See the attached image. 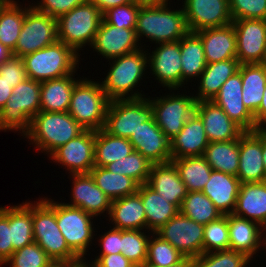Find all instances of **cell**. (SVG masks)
Instances as JSON below:
<instances>
[{"instance_id":"1","label":"cell","mask_w":266,"mask_h":267,"mask_svg":"<svg viewBox=\"0 0 266 267\" xmlns=\"http://www.w3.org/2000/svg\"><path fill=\"white\" fill-rule=\"evenodd\" d=\"M170 4L140 6L135 29L140 44L144 36L159 44L179 41L189 32L183 8L171 10Z\"/></svg>"},{"instance_id":"2","label":"cell","mask_w":266,"mask_h":267,"mask_svg":"<svg viewBox=\"0 0 266 267\" xmlns=\"http://www.w3.org/2000/svg\"><path fill=\"white\" fill-rule=\"evenodd\" d=\"M147 50L141 48L130 54L108 60L110 69L102 78V89L110 101L117 99H137L147 95L135 89L141 83L148 67ZM146 70V71H145ZM144 75V76H143ZM135 90H134V89ZM137 90V91H136Z\"/></svg>"},{"instance_id":"3","label":"cell","mask_w":266,"mask_h":267,"mask_svg":"<svg viewBox=\"0 0 266 267\" xmlns=\"http://www.w3.org/2000/svg\"><path fill=\"white\" fill-rule=\"evenodd\" d=\"M68 112L39 111L30 122L29 130L23 135L30 139L38 151L49 156L60 146L84 131Z\"/></svg>"},{"instance_id":"4","label":"cell","mask_w":266,"mask_h":267,"mask_svg":"<svg viewBox=\"0 0 266 267\" xmlns=\"http://www.w3.org/2000/svg\"><path fill=\"white\" fill-rule=\"evenodd\" d=\"M33 236L54 262H80L81 259L68 247L56 223V202L44 197L32 202Z\"/></svg>"},{"instance_id":"5","label":"cell","mask_w":266,"mask_h":267,"mask_svg":"<svg viewBox=\"0 0 266 267\" xmlns=\"http://www.w3.org/2000/svg\"><path fill=\"white\" fill-rule=\"evenodd\" d=\"M79 59L72 47L60 41L22 57L28 78L39 82L76 73Z\"/></svg>"},{"instance_id":"6","label":"cell","mask_w":266,"mask_h":267,"mask_svg":"<svg viewBox=\"0 0 266 267\" xmlns=\"http://www.w3.org/2000/svg\"><path fill=\"white\" fill-rule=\"evenodd\" d=\"M41 82L25 79L15 86L6 105L0 110V131L20 132L30 128L31 119L40 111Z\"/></svg>"},{"instance_id":"7","label":"cell","mask_w":266,"mask_h":267,"mask_svg":"<svg viewBox=\"0 0 266 267\" xmlns=\"http://www.w3.org/2000/svg\"><path fill=\"white\" fill-rule=\"evenodd\" d=\"M109 102L99 81L83 77L73 89L68 113L84 129L97 131L104 127Z\"/></svg>"},{"instance_id":"8","label":"cell","mask_w":266,"mask_h":267,"mask_svg":"<svg viewBox=\"0 0 266 267\" xmlns=\"http://www.w3.org/2000/svg\"><path fill=\"white\" fill-rule=\"evenodd\" d=\"M102 21V13L89 0L57 19L58 41L72 47L78 54L91 46Z\"/></svg>"},{"instance_id":"9","label":"cell","mask_w":266,"mask_h":267,"mask_svg":"<svg viewBox=\"0 0 266 267\" xmlns=\"http://www.w3.org/2000/svg\"><path fill=\"white\" fill-rule=\"evenodd\" d=\"M153 118L148 97L117 99L109 102L103 129L113 136L129 139L141 126Z\"/></svg>"},{"instance_id":"10","label":"cell","mask_w":266,"mask_h":267,"mask_svg":"<svg viewBox=\"0 0 266 267\" xmlns=\"http://www.w3.org/2000/svg\"><path fill=\"white\" fill-rule=\"evenodd\" d=\"M94 216L81 208L56 201V223L68 247L81 259L87 260L89 246L95 236Z\"/></svg>"},{"instance_id":"11","label":"cell","mask_w":266,"mask_h":267,"mask_svg":"<svg viewBox=\"0 0 266 267\" xmlns=\"http://www.w3.org/2000/svg\"><path fill=\"white\" fill-rule=\"evenodd\" d=\"M169 91L171 94L167 93V95H160V97L148 96V98L153 107V117L156 124L171 140L195 113L197 100L194 94H181L180 91L176 93L173 89H169Z\"/></svg>"},{"instance_id":"12","label":"cell","mask_w":266,"mask_h":267,"mask_svg":"<svg viewBox=\"0 0 266 267\" xmlns=\"http://www.w3.org/2000/svg\"><path fill=\"white\" fill-rule=\"evenodd\" d=\"M58 41L57 19L37 11L32 4L26 7L25 19L14 56L23 57Z\"/></svg>"},{"instance_id":"13","label":"cell","mask_w":266,"mask_h":267,"mask_svg":"<svg viewBox=\"0 0 266 267\" xmlns=\"http://www.w3.org/2000/svg\"><path fill=\"white\" fill-rule=\"evenodd\" d=\"M203 232L204 225L179 212L155 233L184 256L195 258L203 254Z\"/></svg>"},{"instance_id":"14","label":"cell","mask_w":266,"mask_h":267,"mask_svg":"<svg viewBox=\"0 0 266 267\" xmlns=\"http://www.w3.org/2000/svg\"><path fill=\"white\" fill-rule=\"evenodd\" d=\"M95 130L85 129L81 134L56 149L50 156L71 174H89L94 164Z\"/></svg>"},{"instance_id":"15","label":"cell","mask_w":266,"mask_h":267,"mask_svg":"<svg viewBox=\"0 0 266 267\" xmlns=\"http://www.w3.org/2000/svg\"><path fill=\"white\" fill-rule=\"evenodd\" d=\"M150 53L147 51L149 73H152L155 80L168 90H180L182 88L180 40L159 43Z\"/></svg>"},{"instance_id":"16","label":"cell","mask_w":266,"mask_h":267,"mask_svg":"<svg viewBox=\"0 0 266 267\" xmlns=\"http://www.w3.org/2000/svg\"><path fill=\"white\" fill-rule=\"evenodd\" d=\"M183 2L182 8L190 32L226 26L233 21L229 0H184Z\"/></svg>"},{"instance_id":"17","label":"cell","mask_w":266,"mask_h":267,"mask_svg":"<svg viewBox=\"0 0 266 267\" xmlns=\"http://www.w3.org/2000/svg\"><path fill=\"white\" fill-rule=\"evenodd\" d=\"M236 32L237 60L240 64L261 63L266 47V20H233Z\"/></svg>"},{"instance_id":"18","label":"cell","mask_w":266,"mask_h":267,"mask_svg":"<svg viewBox=\"0 0 266 267\" xmlns=\"http://www.w3.org/2000/svg\"><path fill=\"white\" fill-rule=\"evenodd\" d=\"M90 47L106 60L143 48L138 41L135 29L119 28L107 24L103 19Z\"/></svg>"},{"instance_id":"19","label":"cell","mask_w":266,"mask_h":267,"mask_svg":"<svg viewBox=\"0 0 266 267\" xmlns=\"http://www.w3.org/2000/svg\"><path fill=\"white\" fill-rule=\"evenodd\" d=\"M134 151L141 153L153 164L171 161V141L156 124L154 117L141 123L129 138Z\"/></svg>"},{"instance_id":"20","label":"cell","mask_w":266,"mask_h":267,"mask_svg":"<svg viewBox=\"0 0 266 267\" xmlns=\"http://www.w3.org/2000/svg\"><path fill=\"white\" fill-rule=\"evenodd\" d=\"M237 177L240 183L266 181L262 155V131H245L239 137V168Z\"/></svg>"},{"instance_id":"21","label":"cell","mask_w":266,"mask_h":267,"mask_svg":"<svg viewBox=\"0 0 266 267\" xmlns=\"http://www.w3.org/2000/svg\"><path fill=\"white\" fill-rule=\"evenodd\" d=\"M244 131H256L253 115L242 101V79L240 70L232 75L212 100Z\"/></svg>"},{"instance_id":"22","label":"cell","mask_w":266,"mask_h":267,"mask_svg":"<svg viewBox=\"0 0 266 267\" xmlns=\"http://www.w3.org/2000/svg\"><path fill=\"white\" fill-rule=\"evenodd\" d=\"M69 176L73 178V188L71 201L65 204L81 208L95 218L104 213L109 215L112 200L96 185L90 173Z\"/></svg>"},{"instance_id":"23","label":"cell","mask_w":266,"mask_h":267,"mask_svg":"<svg viewBox=\"0 0 266 267\" xmlns=\"http://www.w3.org/2000/svg\"><path fill=\"white\" fill-rule=\"evenodd\" d=\"M195 113L201 118L209 142H225L239 137L245 132L213 101H199Z\"/></svg>"},{"instance_id":"24","label":"cell","mask_w":266,"mask_h":267,"mask_svg":"<svg viewBox=\"0 0 266 267\" xmlns=\"http://www.w3.org/2000/svg\"><path fill=\"white\" fill-rule=\"evenodd\" d=\"M196 33L201 38L207 64L237 59L236 32L232 23Z\"/></svg>"},{"instance_id":"25","label":"cell","mask_w":266,"mask_h":267,"mask_svg":"<svg viewBox=\"0 0 266 267\" xmlns=\"http://www.w3.org/2000/svg\"><path fill=\"white\" fill-rule=\"evenodd\" d=\"M146 184L179 209L188 194L187 188L172 161L153 164Z\"/></svg>"},{"instance_id":"26","label":"cell","mask_w":266,"mask_h":267,"mask_svg":"<svg viewBox=\"0 0 266 267\" xmlns=\"http://www.w3.org/2000/svg\"><path fill=\"white\" fill-rule=\"evenodd\" d=\"M171 141V158L203 156L209 140L201 118L194 113Z\"/></svg>"},{"instance_id":"27","label":"cell","mask_w":266,"mask_h":267,"mask_svg":"<svg viewBox=\"0 0 266 267\" xmlns=\"http://www.w3.org/2000/svg\"><path fill=\"white\" fill-rule=\"evenodd\" d=\"M232 214L266 224V181L241 183Z\"/></svg>"},{"instance_id":"28","label":"cell","mask_w":266,"mask_h":267,"mask_svg":"<svg viewBox=\"0 0 266 267\" xmlns=\"http://www.w3.org/2000/svg\"><path fill=\"white\" fill-rule=\"evenodd\" d=\"M238 177L212 170L202 192L214 203L222 215L232 214L239 193Z\"/></svg>"},{"instance_id":"29","label":"cell","mask_w":266,"mask_h":267,"mask_svg":"<svg viewBox=\"0 0 266 267\" xmlns=\"http://www.w3.org/2000/svg\"><path fill=\"white\" fill-rule=\"evenodd\" d=\"M113 228L146 230V215L138 193L111 201L109 216Z\"/></svg>"},{"instance_id":"30","label":"cell","mask_w":266,"mask_h":267,"mask_svg":"<svg viewBox=\"0 0 266 267\" xmlns=\"http://www.w3.org/2000/svg\"><path fill=\"white\" fill-rule=\"evenodd\" d=\"M260 227L254 221L228 214L229 249L245 254L252 261L261 251Z\"/></svg>"},{"instance_id":"31","label":"cell","mask_w":266,"mask_h":267,"mask_svg":"<svg viewBox=\"0 0 266 267\" xmlns=\"http://www.w3.org/2000/svg\"><path fill=\"white\" fill-rule=\"evenodd\" d=\"M240 63L237 59L224 60L207 64L197 81L198 90L195 99L212 101L220 91L222 85L239 71Z\"/></svg>"},{"instance_id":"32","label":"cell","mask_w":266,"mask_h":267,"mask_svg":"<svg viewBox=\"0 0 266 267\" xmlns=\"http://www.w3.org/2000/svg\"><path fill=\"white\" fill-rule=\"evenodd\" d=\"M81 79H76L75 73H72L59 79L42 81L40 111L68 112L73 89Z\"/></svg>"},{"instance_id":"33","label":"cell","mask_w":266,"mask_h":267,"mask_svg":"<svg viewBox=\"0 0 266 267\" xmlns=\"http://www.w3.org/2000/svg\"><path fill=\"white\" fill-rule=\"evenodd\" d=\"M137 193L142 199L146 215V230L148 231L155 233L180 212L175 204L166 201L146 183L139 185Z\"/></svg>"},{"instance_id":"34","label":"cell","mask_w":266,"mask_h":267,"mask_svg":"<svg viewBox=\"0 0 266 267\" xmlns=\"http://www.w3.org/2000/svg\"><path fill=\"white\" fill-rule=\"evenodd\" d=\"M182 62V88L187 82L195 81L207 66L204 48L200 36L196 32H188L180 39Z\"/></svg>"},{"instance_id":"35","label":"cell","mask_w":266,"mask_h":267,"mask_svg":"<svg viewBox=\"0 0 266 267\" xmlns=\"http://www.w3.org/2000/svg\"><path fill=\"white\" fill-rule=\"evenodd\" d=\"M242 101L254 115L259 108L266 87V67L261 63L241 64Z\"/></svg>"},{"instance_id":"36","label":"cell","mask_w":266,"mask_h":267,"mask_svg":"<svg viewBox=\"0 0 266 267\" xmlns=\"http://www.w3.org/2000/svg\"><path fill=\"white\" fill-rule=\"evenodd\" d=\"M134 151L129 139L108 134L104 129L95 131V166L105 167Z\"/></svg>"},{"instance_id":"37","label":"cell","mask_w":266,"mask_h":267,"mask_svg":"<svg viewBox=\"0 0 266 267\" xmlns=\"http://www.w3.org/2000/svg\"><path fill=\"white\" fill-rule=\"evenodd\" d=\"M213 170L237 177L239 168V139L209 142L203 154Z\"/></svg>"},{"instance_id":"38","label":"cell","mask_w":266,"mask_h":267,"mask_svg":"<svg viewBox=\"0 0 266 267\" xmlns=\"http://www.w3.org/2000/svg\"><path fill=\"white\" fill-rule=\"evenodd\" d=\"M9 227L14 251L34 242L31 201L9 206Z\"/></svg>"},{"instance_id":"39","label":"cell","mask_w":266,"mask_h":267,"mask_svg":"<svg viewBox=\"0 0 266 267\" xmlns=\"http://www.w3.org/2000/svg\"><path fill=\"white\" fill-rule=\"evenodd\" d=\"M96 185L111 199L115 200L138 192L139 184L132 178L113 173L105 167L94 166L90 171Z\"/></svg>"},{"instance_id":"40","label":"cell","mask_w":266,"mask_h":267,"mask_svg":"<svg viewBox=\"0 0 266 267\" xmlns=\"http://www.w3.org/2000/svg\"><path fill=\"white\" fill-rule=\"evenodd\" d=\"M171 161L177 168L188 192L203 190L213 170L203 156L183 157L171 159Z\"/></svg>"},{"instance_id":"41","label":"cell","mask_w":266,"mask_h":267,"mask_svg":"<svg viewBox=\"0 0 266 267\" xmlns=\"http://www.w3.org/2000/svg\"><path fill=\"white\" fill-rule=\"evenodd\" d=\"M26 6L17 1L7 0L0 8V43L10 51L15 49L22 24L25 19Z\"/></svg>"},{"instance_id":"42","label":"cell","mask_w":266,"mask_h":267,"mask_svg":"<svg viewBox=\"0 0 266 267\" xmlns=\"http://www.w3.org/2000/svg\"><path fill=\"white\" fill-rule=\"evenodd\" d=\"M180 213L204 226L223 216L202 191L188 192L182 202Z\"/></svg>"},{"instance_id":"43","label":"cell","mask_w":266,"mask_h":267,"mask_svg":"<svg viewBox=\"0 0 266 267\" xmlns=\"http://www.w3.org/2000/svg\"><path fill=\"white\" fill-rule=\"evenodd\" d=\"M152 165L153 163L141 153L133 151L130 155L107 164L105 168L113 173L128 176L142 185L147 183Z\"/></svg>"},{"instance_id":"44","label":"cell","mask_w":266,"mask_h":267,"mask_svg":"<svg viewBox=\"0 0 266 267\" xmlns=\"http://www.w3.org/2000/svg\"><path fill=\"white\" fill-rule=\"evenodd\" d=\"M152 233L148 230H121V253L135 265L143 264L147 259L148 242Z\"/></svg>"},{"instance_id":"45","label":"cell","mask_w":266,"mask_h":267,"mask_svg":"<svg viewBox=\"0 0 266 267\" xmlns=\"http://www.w3.org/2000/svg\"><path fill=\"white\" fill-rule=\"evenodd\" d=\"M250 260L245 254L228 249L192 258V267H248Z\"/></svg>"},{"instance_id":"46","label":"cell","mask_w":266,"mask_h":267,"mask_svg":"<svg viewBox=\"0 0 266 267\" xmlns=\"http://www.w3.org/2000/svg\"><path fill=\"white\" fill-rule=\"evenodd\" d=\"M229 249L228 215L209 222L204 226L203 253Z\"/></svg>"},{"instance_id":"47","label":"cell","mask_w":266,"mask_h":267,"mask_svg":"<svg viewBox=\"0 0 266 267\" xmlns=\"http://www.w3.org/2000/svg\"><path fill=\"white\" fill-rule=\"evenodd\" d=\"M183 257L184 255L168 241L163 240L156 233L151 234L146 262L159 267H168L179 262Z\"/></svg>"},{"instance_id":"48","label":"cell","mask_w":266,"mask_h":267,"mask_svg":"<svg viewBox=\"0 0 266 267\" xmlns=\"http://www.w3.org/2000/svg\"><path fill=\"white\" fill-rule=\"evenodd\" d=\"M53 260L36 243L24 246L13 252L11 257L3 264L10 267H48Z\"/></svg>"},{"instance_id":"49","label":"cell","mask_w":266,"mask_h":267,"mask_svg":"<svg viewBox=\"0 0 266 267\" xmlns=\"http://www.w3.org/2000/svg\"><path fill=\"white\" fill-rule=\"evenodd\" d=\"M141 4L130 2L110 8L102 14V19L119 28L136 29L137 15Z\"/></svg>"},{"instance_id":"50","label":"cell","mask_w":266,"mask_h":267,"mask_svg":"<svg viewBox=\"0 0 266 267\" xmlns=\"http://www.w3.org/2000/svg\"><path fill=\"white\" fill-rule=\"evenodd\" d=\"M229 8L233 20H266V0H229Z\"/></svg>"},{"instance_id":"51","label":"cell","mask_w":266,"mask_h":267,"mask_svg":"<svg viewBox=\"0 0 266 267\" xmlns=\"http://www.w3.org/2000/svg\"><path fill=\"white\" fill-rule=\"evenodd\" d=\"M0 78L12 84L14 88L28 78L21 57L12 55L0 65Z\"/></svg>"},{"instance_id":"52","label":"cell","mask_w":266,"mask_h":267,"mask_svg":"<svg viewBox=\"0 0 266 267\" xmlns=\"http://www.w3.org/2000/svg\"><path fill=\"white\" fill-rule=\"evenodd\" d=\"M87 1L89 0H40L36 4L32 3V6L37 11L58 19L60 16Z\"/></svg>"},{"instance_id":"53","label":"cell","mask_w":266,"mask_h":267,"mask_svg":"<svg viewBox=\"0 0 266 267\" xmlns=\"http://www.w3.org/2000/svg\"><path fill=\"white\" fill-rule=\"evenodd\" d=\"M11 228L9 227V206L0 207V266L13 254Z\"/></svg>"},{"instance_id":"54","label":"cell","mask_w":266,"mask_h":267,"mask_svg":"<svg viewBox=\"0 0 266 267\" xmlns=\"http://www.w3.org/2000/svg\"><path fill=\"white\" fill-rule=\"evenodd\" d=\"M100 252L98 255L121 253V229L113 228L104 232L98 240Z\"/></svg>"},{"instance_id":"55","label":"cell","mask_w":266,"mask_h":267,"mask_svg":"<svg viewBox=\"0 0 266 267\" xmlns=\"http://www.w3.org/2000/svg\"><path fill=\"white\" fill-rule=\"evenodd\" d=\"M92 267H133L135 264L126 259L122 253L98 255L92 262Z\"/></svg>"},{"instance_id":"56","label":"cell","mask_w":266,"mask_h":267,"mask_svg":"<svg viewBox=\"0 0 266 267\" xmlns=\"http://www.w3.org/2000/svg\"><path fill=\"white\" fill-rule=\"evenodd\" d=\"M103 14L105 11L116 6H121L132 2V0H90Z\"/></svg>"},{"instance_id":"57","label":"cell","mask_w":266,"mask_h":267,"mask_svg":"<svg viewBox=\"0 0 266 267\" xmlns=\"http://www.w3.org/2000/svg\"><path fill=\"white\" fill-rule=\"evenodd\" d=\"M253 117L256 123V130H259L266 123V87L259 108Z\"/></svg>"},{"instance_id":"58","label":"cell","mask_w":266,"mask_h":267,"mask_svg":"<svg viewBox=\"0 0 266 267\" xmlns=\"http://www.w3.org/2000/svg\"><path fill=\"white\" fill-rule=\"evenodd\" d=\"M12 84L0 78V110L6 105L12 94Z\"/></svg>"},{"instance_id":"59","label":"cell","mask_w":266,"mask_h":267,"mask_svg":"<svg viewBox=\"0 0 266 267\" xmlns=\"http://www.w3.org/2000/svg\"><path fill=\"white\" fill-rule=\"evenodd\" d=\"M138 267H159L148 262L138 265ZM168 267H192V258L184 256L179 262Z\"/></svg>"},{"instance_id":"60","label":"cell","mask_w":266,"mask_h":267,"mask_svg":"<svg viewBox=\"0 0 266 267\" xmlns=\"http://www.w3.org/2000/svg\"><path fill=\"white\" fill-rule=\"evenodd\" d=\"M12 55V51L0 43V65Z\"/></svg>"},{"instance_id":"61","label":"cell","mask_w":266,"mask_h":267,"mask_svg":"<svg viewBox=\"0 0 266 267\" xmlns=\"http://www.w3.org/2000/svg\"><path fill=\"white\" fill-rule=\"evenodd\" d=\"M260 248L266 250V224L260 227Z\"/></svg>"},{"instance_id":"62","label":"cell","mask_w":266,"mask_h":267,"mask_svg":"<svg viewBox=\"0 0 266 267\" xmlns=\"http://www.w3.org/2000/svg\"><path fill=\"white\" fill-rule=\"evenodd\" d=\"M132 2L141 4V5H155L165 2H170L169 0H132Z\"/></svg>"},{"instance_id":"63","label":"cell","mask_w":266,"mask_h":267,"mask_svg":"<svg viewBox=\"0 0 266 267\" xmlns=\"http://www.w3.org/2000/svg\"><path fill=\"white\" fill-rule=\"evenodd\" d=\"M262 155H263V165L266 175V134L262 132Z\"/></svg>"},{"instance_id":"64","label":"cell","mask_w":266,"mask_h":267,"mask_svg":"<svg viewBox=\"0 0 266 267\" xmlns=\"http://www.w3.org/2000/svg\"><path fill=\"white\" fill-rule=\"evenodd\" d=\"M69 267H92L88 261L86 260H81L80 262L71 264Z\"/></svg>"},{"instance_id":"65","label":"cell","mask_w":266,"mask_h":267,"mask_svg":"<svg viewBox=\"0 0 266 267\" xmlns=\"http://www.w3.org/2000/svg\"><path fill=\"white\" fill-rule=\"evenodd\" d=\"M71 263L68 262H52L48 267H69Z\"/></svg>"},{"instance_id":"66","label":"cell","mask_w":266,"mask_h":267,"mask_svg":"<svg viewBox=\"0 0 266 267\" xmlns=\"http://www.w3.org/2000/svg\"><path fill=\"white\" fill-rule=\"evenodd\" d=\"M261 64H263L266 67V47H265V52H264V56H263V60Z\"/></svg>"},{"instance_id":"67","label":"cell","mask_w":266,"mask_h":267,"mask_svg":"<svg viewBox=\"0 0 266 267\" xmlns=\"http://www.w3.org/2000/svg\"><path fill=\"white\" fill-rule=\"evenodd\" d=\"M260 130L266 134V123L260 128Z\"/></svg>"},{"instance_id":"68","label":"cell","mask_w":266,"mask_h":267,"mask_svg":"<svg viewBox=\"0 0 266 267\" xmlns=\"http://www.w3.org/2000/svg\"><path fill=\"white\" fill-rule=\"evenodd\" d=\"M7 0H0V8L5 4Z\"/></svg>"}]
</instances>
